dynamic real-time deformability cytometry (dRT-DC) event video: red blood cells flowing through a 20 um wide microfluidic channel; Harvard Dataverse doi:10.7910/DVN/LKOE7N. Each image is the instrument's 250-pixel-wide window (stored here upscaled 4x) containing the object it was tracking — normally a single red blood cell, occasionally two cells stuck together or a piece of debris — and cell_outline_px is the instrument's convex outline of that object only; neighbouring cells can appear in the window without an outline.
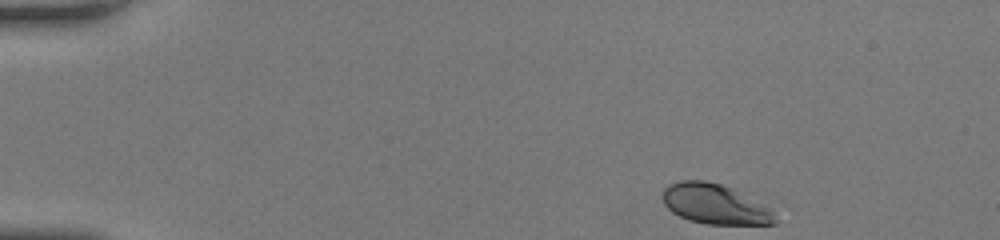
{"species": "human", "species_latin": "Homo sapiens", "temperature_condition": "room temperature", "stored_images_in_passage": 44, "camera_frame_rate_fps": 3000, "um_per_image_px": 0.085, "donor": {"sex": "female"}, "frame": {"image": 1, "passage_image": 1, "time_ms": 0.0, "image_size_px": [1000, 240], "cell_outline_px": [[776, 224], [708, 224], [692, 220], [680, 216], [672, 212], [664, 204], [660, 196], [664, 188], [668, 184], [680, 180], [704, 180], [720, 184], [732, 188], [772, 208], [776, 220]], "centroid_in_image_um": [60.75, 17.33], "position_along_channel_um": 24.3, "area_um2": 26.3}}
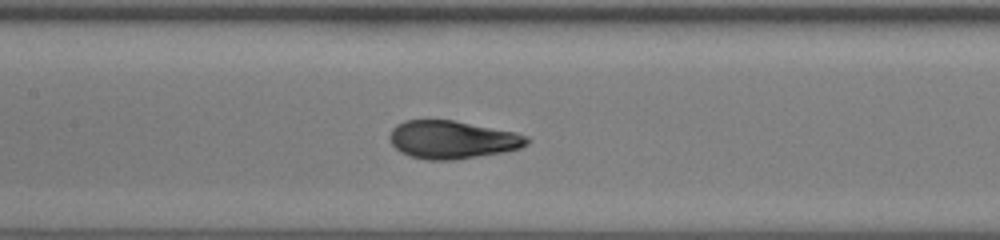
{"frame": {"image": 2, "passage_image": 19, "time_ms": 6.0, "image_size_px": [1000, 240], "cell_outline_px": [[532, 140], [528, 144], [520, 148], [504, 152], [452, 160], [424, 160], [408, 156], [400, 152], [392, 144], [388, 136], [392, 128], [396, 124], [404, 120], [452, 120], [516, 132], [528, 136]], "centroid_in_image_um": [38.44, 11.87], "position_along_channel_um": 169.0, "area_um2": 30.63}}
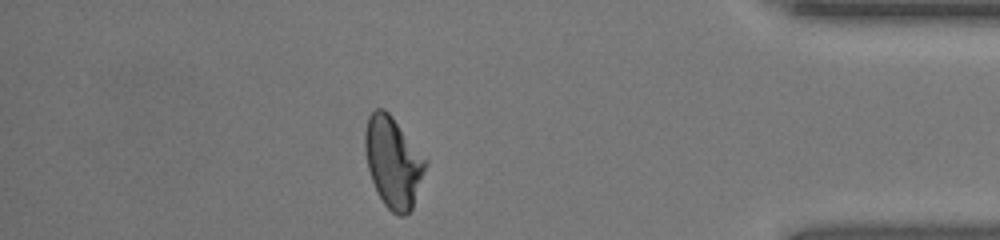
{"frame": {"image": 3, "passage_image": 38, "time_ms": 12.333, "image_size_px": [1000, 240], "cell_outline_px": [[428, 164], [412, 208], [404, 216], [400, 216], [392, 212], [384, 204], [372, 180], [368, 168], [364, 148], [364, 132], [368, 116], [376, 108], [384, 108], [392, 116], [428, 160]], "centroid_in_image_um": [33.42, 13.76], "position_along_channel_um": 401.8, "area_um2": 31.96}, "authors_computed_cell_mechanics": {"area_um2": 30.5762, "velocity_mm_per_s": 4.2039, "shape_relaxation_time_tau1_ms": 3.2365, "shape_relaxation_time_tau2_ms": null, "deformation_change_tau1": 0.1718, "deformation_change_tau2": null}}